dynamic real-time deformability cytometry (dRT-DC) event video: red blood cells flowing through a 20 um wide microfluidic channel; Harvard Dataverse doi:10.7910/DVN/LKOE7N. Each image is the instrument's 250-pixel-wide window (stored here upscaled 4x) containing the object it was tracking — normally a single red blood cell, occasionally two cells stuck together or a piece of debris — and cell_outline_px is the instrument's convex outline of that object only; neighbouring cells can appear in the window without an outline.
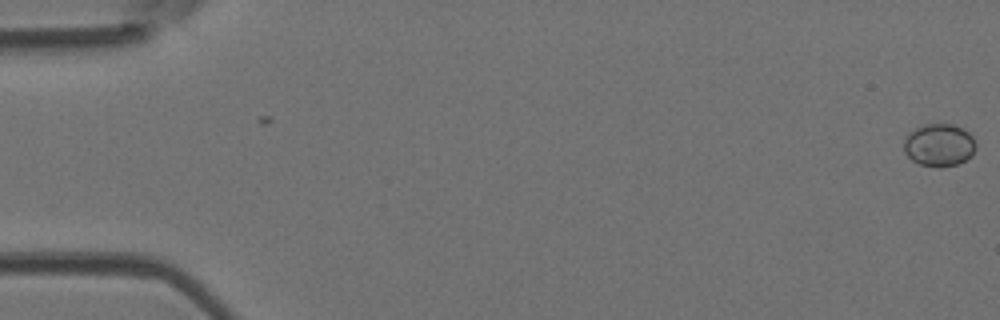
{"species": "Egyptian fruit bat (a non-hibernating species)", "species_latin": "Rousettus aegyptiacus", "temperature_condition": "room temperature", "stored_images_in_passage": 2, "camera_frame_rate_fps": 3000, "um_per_image_px": 0.085, "animal": {"sex": "female"}, "frame": {"image": 1, "passage_image": 2, "time_ms": 0.333, "image_size_px": [1000, 320], "cell_outline_px": [[976, 148], [972, 156], [956, 164], [940, 168], [920, 164], [912, 160], [904, 152], [904, 140], [916, 128], [924, 124], [956, 124], [964, 128], [976, 140]], "centroid_in_image_um": [79.87, 12.33], "position_along_channel_um": 5.1, "area_um2": 17.98}}